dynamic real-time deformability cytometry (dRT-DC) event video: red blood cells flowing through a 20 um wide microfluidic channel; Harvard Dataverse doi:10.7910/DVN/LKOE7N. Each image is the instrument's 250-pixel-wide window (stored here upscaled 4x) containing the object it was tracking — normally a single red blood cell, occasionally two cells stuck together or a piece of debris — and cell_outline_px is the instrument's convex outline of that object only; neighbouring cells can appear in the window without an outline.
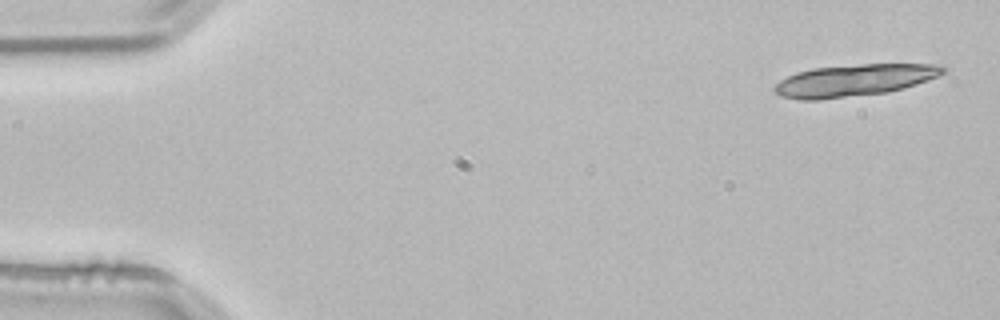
{"species": "common noctule bat (a hibernating species)", "species_latin": "Nyctalus noctula", "temperature_condition": "room temperature", "stored_images_in_passage": 14, "camera_frame_rate_fps": 3000, "um_per_image_px": 0.085, "animal": {"sex": "male", "body_mass_g": 21.5, "forearm_length_mm": 52.0}, "frame": {"image": 1, "passage_image": 1, "time_ms": 0.0, "image_size_px": [1000, 320], "cell_outline_px": [[948, 68], [944, 72], [936, 76], [916, 84], [904, 88], [888, 92], [820, 100], [800, 100], [780, 96], [772, 88], [780, 80], [796, 72], [812, 68], [860, 64], [944, 64]], "centroid_in_image_um": [72.6, 6.82], "position_along_channel_um": 12.4, "area_um2": 31.44}}